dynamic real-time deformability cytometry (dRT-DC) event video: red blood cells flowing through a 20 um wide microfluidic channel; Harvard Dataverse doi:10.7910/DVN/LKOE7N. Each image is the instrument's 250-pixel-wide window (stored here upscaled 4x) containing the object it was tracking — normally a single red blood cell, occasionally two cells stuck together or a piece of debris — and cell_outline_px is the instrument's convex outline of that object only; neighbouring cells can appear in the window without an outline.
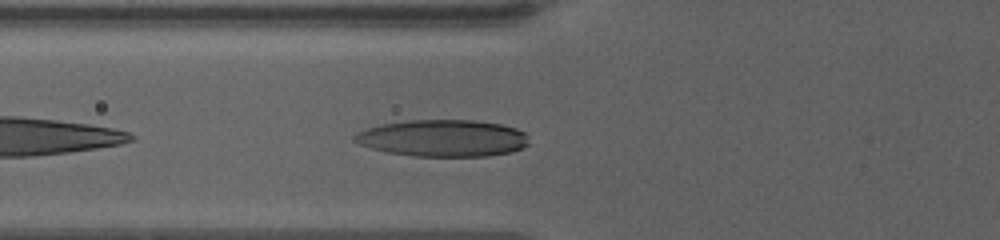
{"species": "human", "species_latin": "Homo sapiens", "temperature_condition": "warm", "stored_images_in_passage": 15, "camera_frame_rate_fps": 3000, "um_per_image_px": 0.085, "donor": {"sex": "female"}, "frame": {"image": 1, "passage_image": 4, "time_ms": 2.0, "image_size_px": [1000, 240], "cell_outline_px": [[528, 144], [524, 148], [512, 152], [488, 156], [416, 156], [388, 152], [372, 148], [360, 144], [352, 140], [352, 136], [356, 132], [364, 128], [380, 124], [408, 120], [472, 120], [500, 124], [516, 128], [524, 132], [528, 136]], "centroid_in_image_um": [37.63, 11.74], "position_along_channel_um": 88.2, "area_um2": 37.69}}
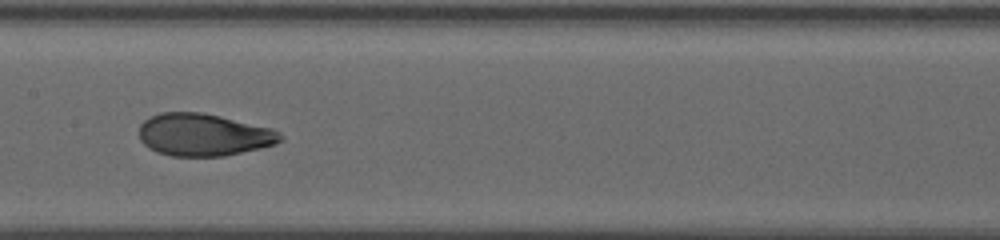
{"frame": {"image": 2, "passage_image": 9, "time_ms": 5.0, "image_size_px": [1000, 240], "cell_outline_px": [[284, 136], [276, 144], [260, 148], [224, 156], [172, 156], [156, 152], [148, 148], [140, 140], [140, 124], [144, 120], [160, 112], [200, 112], [220, 116], [272, 128], [280, 132]], "centroid_in_image_um": [17.3, 11.46], "position_along_channel_um": 190.1, "area_um2": 34.91}}
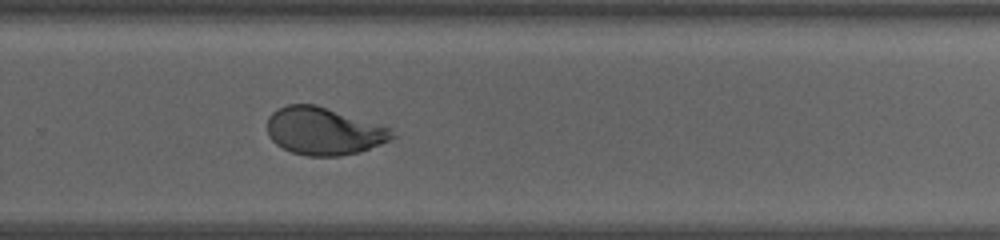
{"frame": {"image": 3, "passage_image": 15, "time_ms": 8.333, "image_size_px": [1000, 240], "cell_outline_px": [[396, 136], [380, 144], [360, 152], [340, 156], [308, 156], [292, 152], [276, 144], [268, 136], [268, 116], [272, 112], [288, 104], [316, 104], [392, 128]], "centroid_in_image_um": [27.52, 11.14], "position_along_channel_um": 302.3, "area_um2": 34.56}}